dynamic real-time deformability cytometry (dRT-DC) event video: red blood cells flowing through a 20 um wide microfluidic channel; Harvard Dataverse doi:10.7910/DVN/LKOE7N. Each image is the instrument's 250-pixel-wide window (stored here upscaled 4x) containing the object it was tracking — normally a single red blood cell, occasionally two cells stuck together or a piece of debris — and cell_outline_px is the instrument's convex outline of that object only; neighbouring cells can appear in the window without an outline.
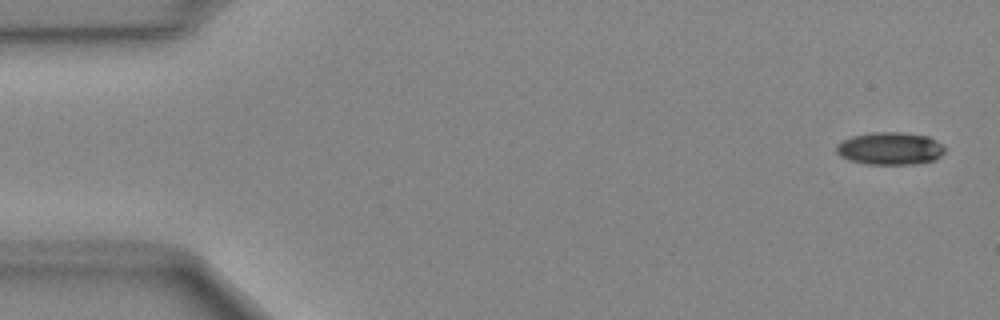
{"species": "Egyptian fruit bat (a non-hibernating species)", "species_latin": "Rousettus aegyptiacus", "temperature_condition": "cold", "stored_images_in_passage": 49, "camera_frame_rate_fps": 3000, "um_per_image_px": 0.085, "animal": {"sex": "female"}, "frame": {"image": 1, "passage_image": 2, "time_ms": 0.333, "image_size_px": [1000, 320], "cell_outline_px": [[944, 152], [936, 160], [916, 164], [868, 164], [848, 160], [840, 156], [836, 152], [836, 144], [852, 136], [872, 132], [900, 132], [928, 136], [936, 140], [944, 148]], "centroid_in_image_um": [75.64, 12.62], "position_along_channel_um": 9.4, "area_um2": 20.63}}
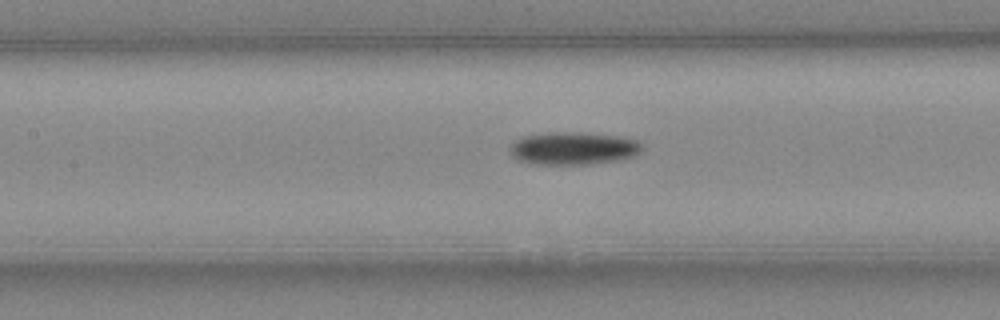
{"frame": {"image": 2, "passage_image": 22, "time_ms": 7.0, "image_size_px": [1000, 320], "cell_outline_px": [[644, 148], [636, 156], [616, 160], [592, 164], [536, 164], [520, 160], [512, 156], [508, 152], [512, 144], [516, 140], [524, 136], [548, 132], [584, 132], [620, 136], [636, 140]], "centroid_in_image_um": [48.75, 12.6], "position_along_channel_um": 158.7, "area_um2": 25.32}}
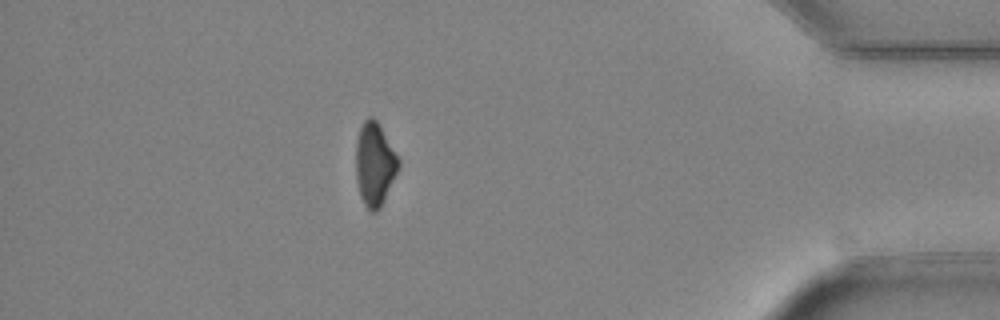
{"frame": {"image": 3, "passage_image": 43, "time_ms": 14.0, "image_size_px": [1000, 320], "cell_outline_px": [[400, 164], [384, 200], [380, 208], [376, 212], [372, 212], [364, 204], [360, 196], [356, 180], [356, 140], [360, 128], [364, 120], [368, 116], [372, 116], [376, 120], [400, 160]], "centroid_in_image_um": [31.83, 13.95], "position_along_channel_um": 403.4, "area_um2": 20.46}}